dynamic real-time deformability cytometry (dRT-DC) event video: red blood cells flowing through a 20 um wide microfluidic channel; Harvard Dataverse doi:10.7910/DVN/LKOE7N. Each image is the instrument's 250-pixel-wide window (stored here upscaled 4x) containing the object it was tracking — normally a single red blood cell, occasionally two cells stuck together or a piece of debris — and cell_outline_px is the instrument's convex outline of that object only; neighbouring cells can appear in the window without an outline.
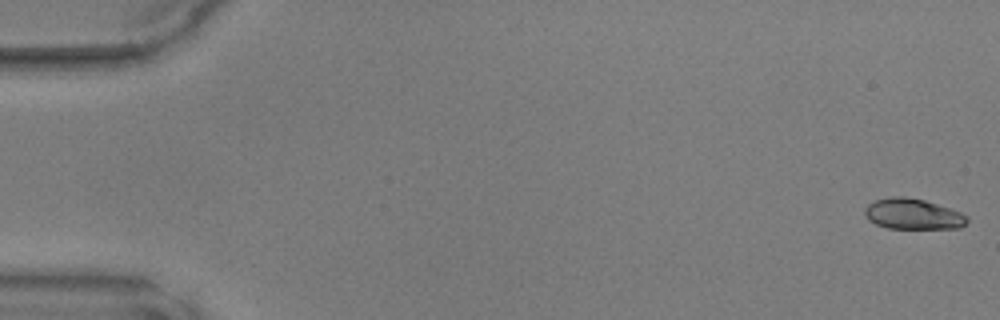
{"species": "common noctule bat (a hibernating species)", "species_latin": "Nyctalus noctula", "temperature_condition": "warm", "stored_images_in_passage": 16, "camera_frame_rate_fps": 3000, "um_per_image_px": 0.085, "animal": {"sex": "male", "body_mass_g": 17.9, "forearm_length_mm": 54.2}, "frame": {"image": 1, "passage_image": 1, "time_ms": 0.0, "image_size_px": [1000, 320], "cell_outline_px": [[968, 220], [960, 228], [888, 228], [876, 224], [868, 220], [864, 212], [864, 208], [868, 204], [876, 200], [892, 196], [904, 196], [924, 200], [960, 212], [968, 216]], "centroid_in_image_um": [77.57, 18.19], "position_along_channel_um": 7.4, "area_um2": 18.15}}
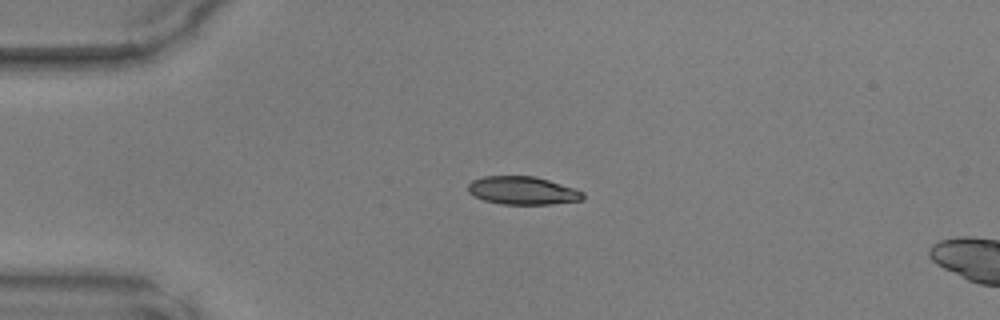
{"frame": {"image": 2, "passage_image": 12, "time_ms": 3.667, "image_size_px": [1000, 320], "cell_outline_px": [[584, 200], [552, 204], [504, 204], [484, 200], [468, 192], [468, 184], [472, 180], [484, 176], [536, 176], [584, 192]], "centroid_in_image_um": [44.43, 16.19], "position_along_channel_um": 40.6, "area_um2": 18.67}}